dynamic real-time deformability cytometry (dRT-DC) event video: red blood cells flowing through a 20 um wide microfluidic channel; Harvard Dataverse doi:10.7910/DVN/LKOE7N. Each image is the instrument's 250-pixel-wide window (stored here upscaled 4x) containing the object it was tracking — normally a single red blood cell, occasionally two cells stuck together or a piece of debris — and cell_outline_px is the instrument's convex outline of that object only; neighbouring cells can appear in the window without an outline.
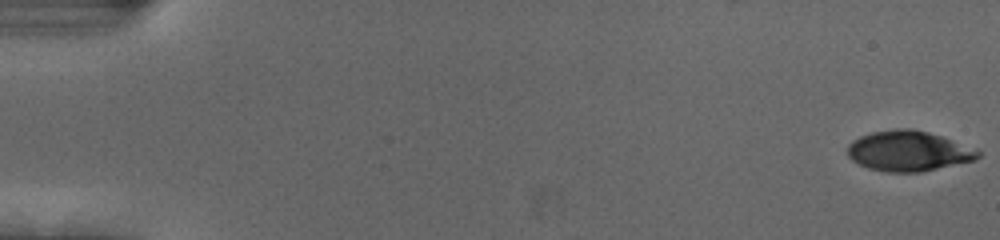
{"species": "human", "species_latin": "Homo sapiens", "temperature_condition": "cold", "stored_images_in_passage": 55, "camera_frame_rate_fps": 3000, "um_per_image_px": 0.085, "donor": {"sex": "female"}, "frame": {"image": 1, "passage_image": 1, "time_ms": 0.0, "image_size_px": [1000, 240], "cell_outline_px": [[980, 156], [976, 160], [920, 172], [884, 172], [868, 168], [852, 160], [848, 156], [848, 144], [852, 140], [860, 136], [872, 132], [896, 128], [912, 128], [928, 132], [940, 136], [980, 152]], "centroid_in_image_um": [77.16, 12.84], "position_along_channel_um": 7.8, "area_um2": 30.35}}
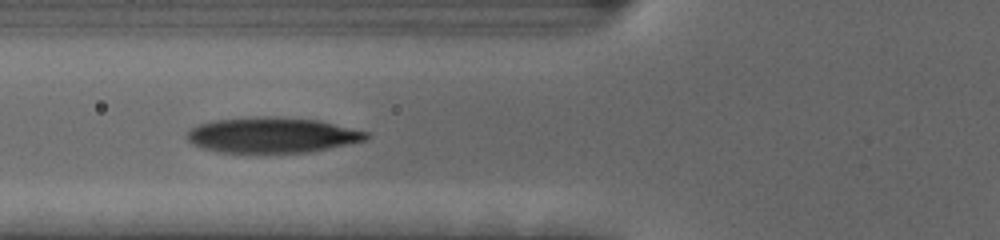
{"frame": {"image": 2, "passage_image": 22, "time_ms": 7.0, "image_size_px": [1000, 240], "cell_outline_px": [[368, 136], [364, 140], [328, 148], [308, 152], [220, 152], [204, 148], [192, 144], [184, 136], [196, 124], [212, 120], [252, 116], [276, 116], [320, 120], [368, 132]], "centroid_in_image_um": [23.07, 11.46], "position_along_channel_um": 102.7, "area_um2": 37.05}}
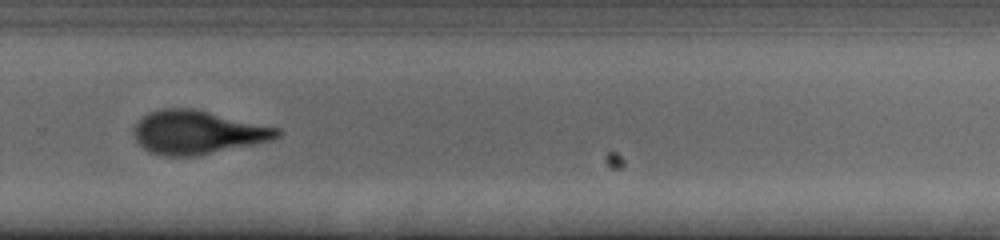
{"frame": {"image": 3, "passage_image": 39, "time_ms": 12.667, "image_size_px": [1000, 240], "cell_outline_px": [[280, 136], [272, 140], [196, 156], [164, 156], [152, 152], [144, 148], [136, 140], [132, 132], [132, 128], [148, 112], [164, 108], [192, 108], [280, 128]], "centroid_in_image_um": [16.77, 11.24], "position_along_channel_um": 313.0, "area_um2": 36.13}, "authors_computed_cell_mechanics": {"area_um2": 35.6048, "velocity_mm_per_s": 3.7177, "shape_relaxation_time_tau1_ms": 3.191, "shape_relaxation_time_tau2_ms": 1.6869, "deformation_change_tau1": 0.1687, "deformation_change_tau2": 0.0916}}